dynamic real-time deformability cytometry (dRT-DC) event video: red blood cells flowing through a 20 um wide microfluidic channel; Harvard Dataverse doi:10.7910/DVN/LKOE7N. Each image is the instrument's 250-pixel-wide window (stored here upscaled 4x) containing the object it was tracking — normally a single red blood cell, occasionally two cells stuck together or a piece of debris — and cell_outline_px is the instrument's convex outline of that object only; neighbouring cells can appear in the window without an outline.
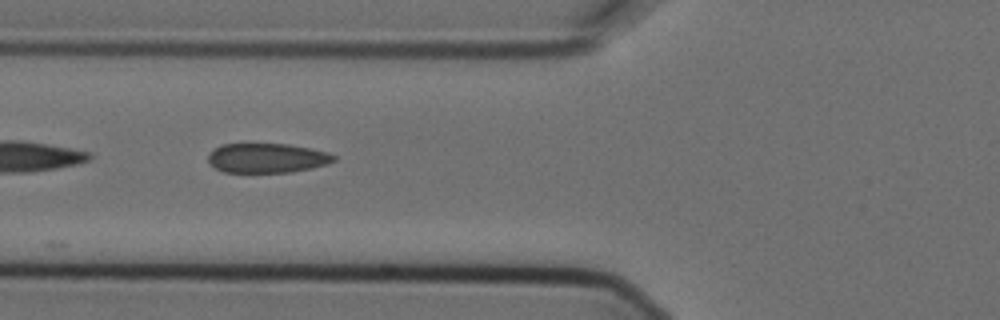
{"species": "Egyptian fruit bat (a non-hibernating species)", "species_latin": "Rousettus aegyptiacus", "temperature_condition": "cold", "stored_images_in_passage": 5, "camera_frame_rate_fps": 3000, "um_per_image_px": 0.085, "animal": {"sex": "female"}, "frame": {"image": 1, "passage_image": 4, "time_ms": 1.0, "image_size_px": [1000, 320], "cell_outline_px": [[336, 160], [328, 164], [312, 168], [292, 172], [224, 172], [216, 168], [208, 160], [208, 152], [212, 148], [220, 144], [288, 144], [312, 148], [328, 152], [336, 156]], "centroid_in_image_um": [22.71, 13.42], "position_along_channel_um": 103.1, "area_um2": 21.85}}